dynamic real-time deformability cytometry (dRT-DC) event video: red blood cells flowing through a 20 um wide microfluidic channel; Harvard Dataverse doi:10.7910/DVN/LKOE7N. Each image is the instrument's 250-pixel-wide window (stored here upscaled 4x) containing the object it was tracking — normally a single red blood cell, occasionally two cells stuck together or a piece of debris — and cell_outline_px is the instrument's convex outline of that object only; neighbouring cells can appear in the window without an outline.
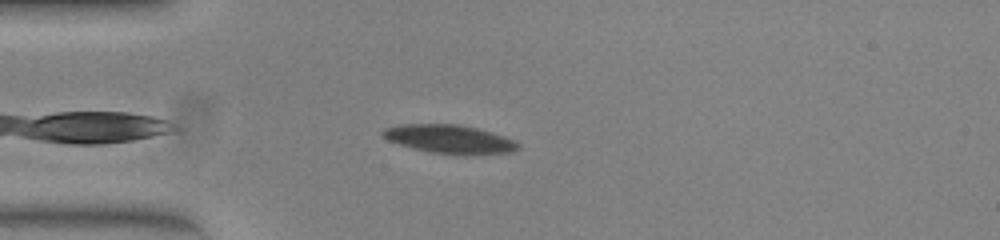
{"species": "common noctule bat (a hibernating species)", "species_latin": "Nyctalus noctula", "temperature_condition": "warm", "stored_images_in_passage": 46, "camera_frame_rate_fps": 3000, "um_per_image_px": 0.085, "animal": {"sex": "female", "body_mass_g": 23.0, "forearm_length_mm": 53.4}, "frame": {"image": 1, "passage_image": 5, "time_ms": 1.333, "image_size_px": [1000, 240], "cell_outline_px": [[520, 148], [512, 152], [468, 156], [464, 156], [432, 152], [412, 148], [388, 140], [380, 136], [380, 132], [384, 128], [400, 124], [456, 124], [476, 128], [492, 132], [504, 136], [520, 144]], "centroid_in_image_um": [38.21, 11.84], "position_along_channel_um": 46.8, "area_um2": 22.83}}
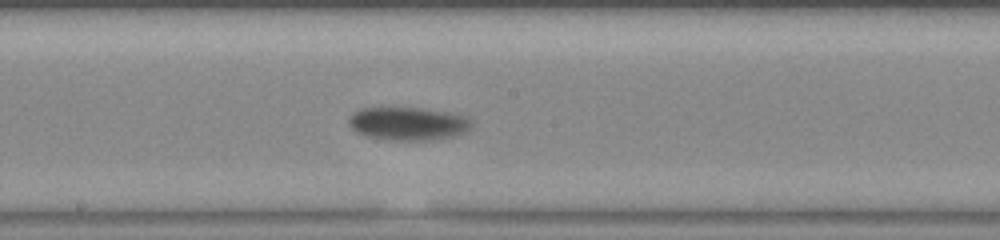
{"frame": {"image": 2, "passage_image": 20, "time_ms": 6.333, "image_size_px": [1000, 240], "cell_outline_px": [[472, 124], [464, 132], [452, 136], [428, 140], [388, 140], [364, 136], [356, 132], [348, 124], [348, 120], [352, 112], [360, 108], [420, 108], [444, 112], [464, 116], [472, 120]], "centroid_in_image_um": [34.61, 10.51], "position_along_channel_um": 213.6, "area_um2": 23.58}}
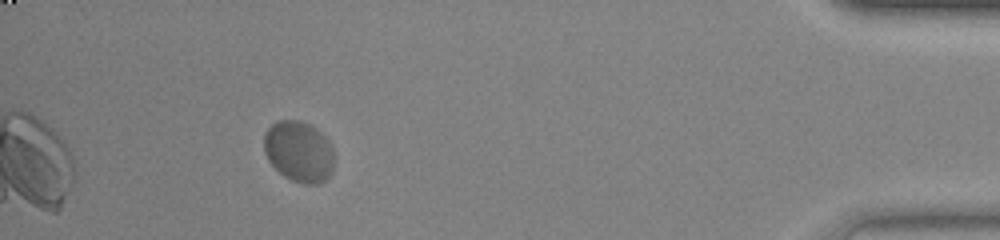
{"frame": {"image": 3, "passage_image": 41, "time_ms": 13.333, "image_size_px": [1000, 240], "cell_outline_px": [[332, 172], [320, 184], [304, 184], [292, 180], [284, 176], [268, 160], [264, 152], [264, 132], [276, 120], [300, 120], [312, 124], [332, 144]], "centroid_in_image_um": [25.39, 12.85], "position_along_channel_um": 409.8, "area_um2": 25.03}, "authors_computed_cell_mechanics": {"area_um2": 23.2067, "velocity_mm_per_s": 3.6677, "shape_relaxation_time_tau1_ms": 3.445, "shape_relaxation_time_tau2_ms": null, "deformation_change_tau1": 0.0888, "deformation_change_tau2": null}}